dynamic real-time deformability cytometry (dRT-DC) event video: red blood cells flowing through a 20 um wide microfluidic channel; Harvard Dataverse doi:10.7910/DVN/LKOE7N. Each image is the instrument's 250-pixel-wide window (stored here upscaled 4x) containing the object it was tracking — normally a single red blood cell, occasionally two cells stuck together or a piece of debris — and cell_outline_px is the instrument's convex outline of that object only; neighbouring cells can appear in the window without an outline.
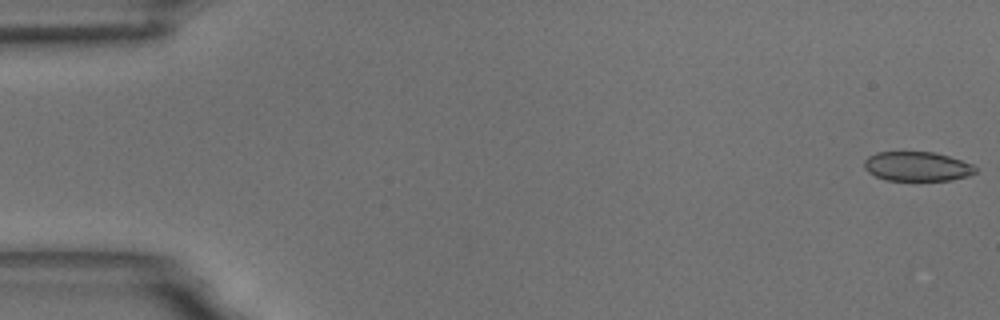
{"species": "common noctule bat (a hibernating species)", "species_latin": "Nyctalus noctula", "temperature_condition": "room temperature", "stored_images_in_passage": 15, "camera_frame_rate_fps": 3000, "um_per_image_px": 0.085, "animal": {"sex": "male", "body_mass_g": 18.8}, "frame": {"image": 1, "passage_image": 1, "time_ms": 0.0, "image_size_px": [1000, 320], "cell_outline_px": [[976, 172], [968, 176], [952, 180], [884, 180], [868, 172], [864, 168], [864, 160], [868, 156], [876, 152], [936, 152], [972, 164], [976, 168]], "centroid_in_image_um": [77.93, 14.14], "position_along_channel_um": 7.1, "area_um2": 19.07}}
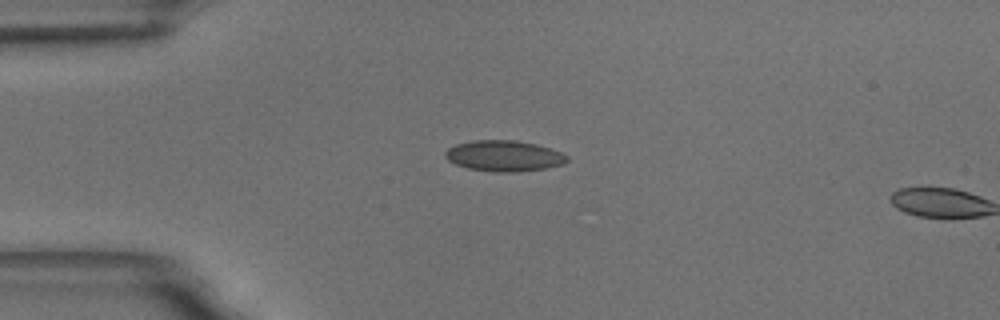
{"frame": {"image": 2, "passage_image": 14, "time_ms": 4.333, "image_size_px": [1000, 320], "cell_outline_px": [[568, 160], [564, 164], [544, 168], [516, 172], [496, 172], [468, 168], [456, 164], [448, 160], [444, 156], [444, 152], [448, 148], [456, 144], [472, 140], [516, 140], [536, 144], [560, 152], [568, 156]], "centroid_in_image_um": [42.82, 13.24], "position_along_channel_um": 42.2, "area_um2": 21.85}}